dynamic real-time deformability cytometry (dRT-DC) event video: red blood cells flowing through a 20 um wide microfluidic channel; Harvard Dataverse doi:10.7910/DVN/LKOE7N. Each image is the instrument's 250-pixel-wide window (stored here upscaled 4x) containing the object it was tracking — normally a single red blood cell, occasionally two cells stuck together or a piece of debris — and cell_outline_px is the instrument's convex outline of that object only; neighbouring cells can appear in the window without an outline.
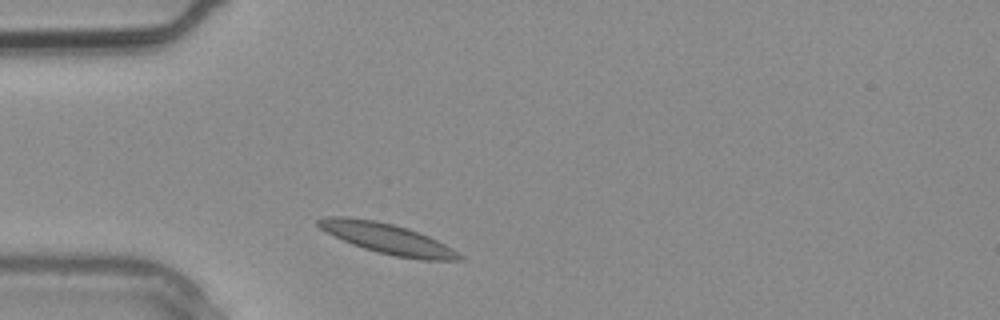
{"species": "common noctule bat (a hibernating species)", "species_latin": "Nyctalus noctula", "temperature_condition": "warm", "stored_images_in_passage": 1, "camera_frame_rate_fps": 3000, "um_per_image_px": 0.085, "animal": {"sex": "male", "body_mass_g": 20.4}, "frame": {"image": 1, "passage_image": 1, "time_ms": 0.0, "image_size_px": [1000, 320], "cell_outline_px": [[464, 260], [424, 260], [396, 256], [376, 252], [352, 244], [320, 228], [316, 224], [316, 220], [324, 216], [348, 216], [376, 220], [408, 228], [428, 236], [452, 248], [464, 256]], "centroid_in_image_um": [32.93, 20.27], "position_along_channel_um": 52.1, "area_um2": 24.85}}